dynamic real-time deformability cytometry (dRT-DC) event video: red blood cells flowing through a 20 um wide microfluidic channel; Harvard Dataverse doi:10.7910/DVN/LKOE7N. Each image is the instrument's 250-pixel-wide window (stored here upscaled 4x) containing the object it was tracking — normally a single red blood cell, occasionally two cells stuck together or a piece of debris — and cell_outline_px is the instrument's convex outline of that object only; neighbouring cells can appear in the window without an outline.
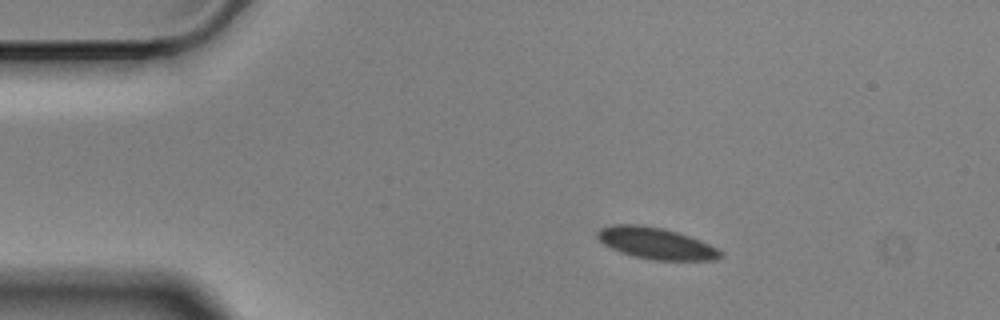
{"species": "Egyptian fruit bat (a non-hibernating species)", "species_latin": "Rousettus aegyptiacus", "temperature_condition": "cold", "stored_images_in_passage": 5, "camera_frame_rate_fps": 3000, "um_per_image_px": 0.085, "animal": {"sex": "male"}, "frame": {"image": 1, "passage_image": 1, "time_ms": 0.0, "image_size_px": [1000, 320], "cell_outline_px": [[724, 256], [716, 260], [652, 260], [632, 256], [620, 252], [604, 244], [596, 236], [596, 232], [600, 228], [612, 224], [636, 224], [664, 228], [700, 240], [724, 252]], "centroid_in_image_um": [55.76, 20.68], "position_along_channel_um": 29.2, "area_um2": 22.66}}
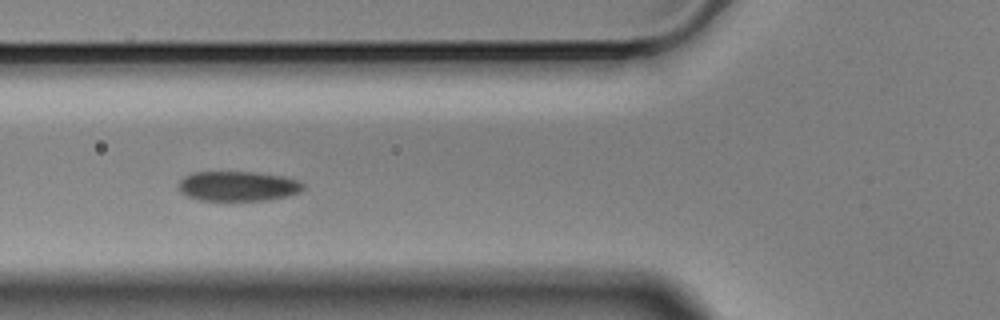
{"frame": {"image": 2, "passage_image": 4, "time_ms": 1.0, "image_size_px": [1000, 320], "cell_outline_px": [[304, 188], [300, 192], [284, 196], [264, 200], [200, 200], [188, 196], [180, 192], [180, 180], [184, 176], [192, 172], [256, 172], [284, 176], [296, 180], [304, 184]], "centroid_in_image_um": [20.22, 15.81], "position_along_channel_um": 105.6, "area_um2": 21.5}}
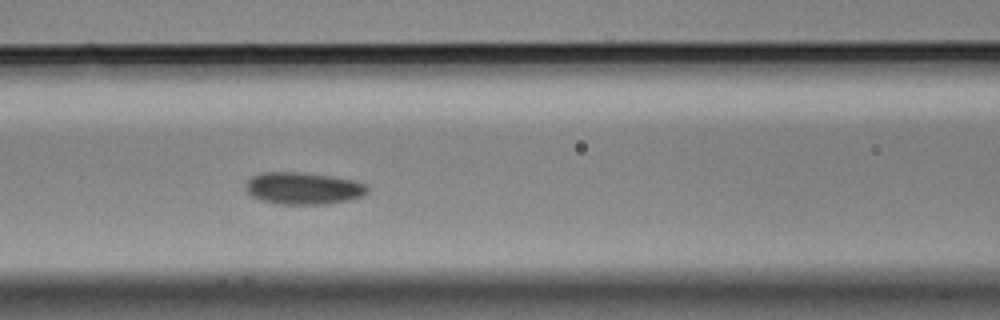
{"frame": {"image": 3, "passage_image": 5, "time_ms": 1.333, "image_size_px": [1000, 320], "cell_outline_px": [[368, 192], [352, 200], [324, 204], [276, 204], [260, 200], [252, 196], [244, 188], [244, 184], [252, 176], [260, 172], [300, 172], [332, 176], [352, 180], [364, 184], [368, 188]], "centroid_in_image_um": [25.73, 16.01], "position_along_channel_um": 140.9, "area_um2": 22.89}}